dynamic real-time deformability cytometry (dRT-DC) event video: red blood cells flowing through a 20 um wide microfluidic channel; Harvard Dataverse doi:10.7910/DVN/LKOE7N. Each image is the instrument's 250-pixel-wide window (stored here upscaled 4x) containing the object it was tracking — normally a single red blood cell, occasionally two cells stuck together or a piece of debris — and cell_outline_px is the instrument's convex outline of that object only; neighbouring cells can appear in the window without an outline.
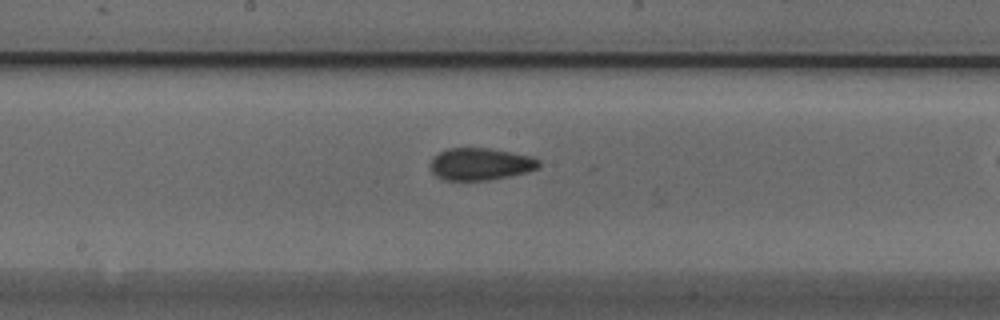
{"species": "Egyptian fruit bat (a non-hibernating species)", "species_latin": "Rousettus aegyptiacus", "temperature_condition": "cold", "stored_images_in_passage": 34, "camera_frame_rate_fps": 3000, "um_per_image_px": 0.085, "animal": {"sex": "male"}, "frame": {"image": 1, "passage_image": 20, "time_ms": 6.333, "image_size_px": [1000, 320], "cell_outline_px": [[540, 168], [528, 172], [488, 180], [444, 180], [436, 176], [432, 172], [428, 164], [432, 156], [448, 148], [488, 148], [532, 156], [540, 160]], "centroid_in_image_um": [40.82, 13.94], "position_along_channel_um": 207.4, "area_um2": 20.58}}